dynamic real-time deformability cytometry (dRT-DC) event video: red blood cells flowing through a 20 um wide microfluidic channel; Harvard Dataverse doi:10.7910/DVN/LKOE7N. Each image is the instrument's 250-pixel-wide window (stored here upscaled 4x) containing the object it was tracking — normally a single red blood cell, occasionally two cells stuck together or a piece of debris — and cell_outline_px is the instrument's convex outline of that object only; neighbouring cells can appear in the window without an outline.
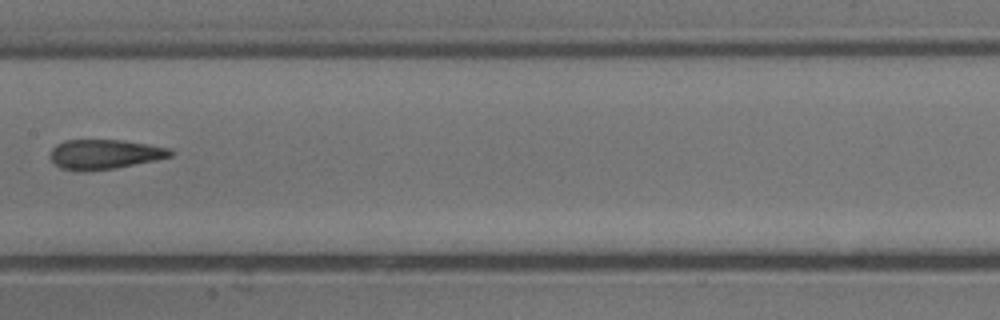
{"species": "common noctule bat (a hibernating species)", "species_latin": "Nyctalus noctula", "temperature_condition": "cold", "stored_images_in_passage": 9, "camera_frame_rate_fps": 3000, "um_per_image_px": 0.085, "animal": {"sex": "male", "body_mass_g": 13.3}, "frame": {"image": 1, "passage_image": 9, "time_ms": 2.667, "image_size_px": [1000, 320], "cell_outline_px": [[176, 152], [172, 156], [156, 160], [116, 168], [60, 168], [48, 156], [52, 148], [56, 144], [64, 140], [120, 140], [148, 144], [168, 148]], "centroid_in_image_um": [8.94, 13.07], "position_along_channel_um": 198.5, "area_um2": 20.17}}